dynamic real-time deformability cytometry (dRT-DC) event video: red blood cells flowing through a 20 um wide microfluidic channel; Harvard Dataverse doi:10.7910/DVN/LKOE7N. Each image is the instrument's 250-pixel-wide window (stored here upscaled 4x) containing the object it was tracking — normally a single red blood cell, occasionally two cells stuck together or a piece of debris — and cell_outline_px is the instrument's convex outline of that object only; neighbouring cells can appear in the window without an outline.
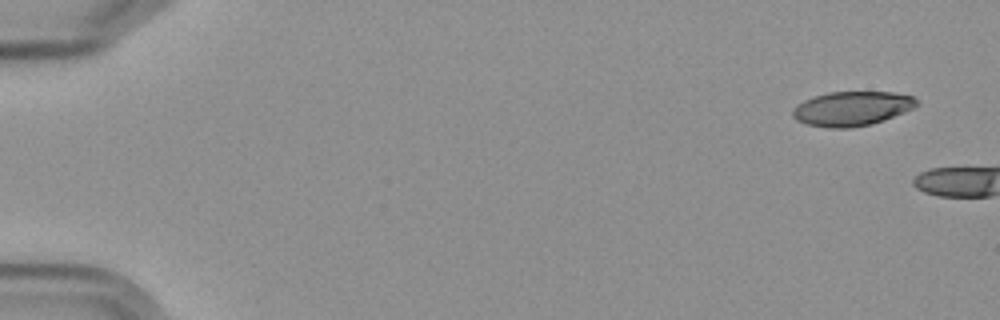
{"species": "Egyptian fruit bat (a non-hibernating species)", "species_latin": "Rousettus aegyptiacus", "temperature_condition": "cold", "stored_images_in_passage": 2, "camera_frame_rate_fps": 3000, "um_per_image_px": 0.085, "frame": {"image": 1, "passage_image": 1, "time_ms": 0.0, "image_size_px": [1000, 320], "cell_outline_px": [[916, 104], [912, 108], [904, 112], [884, 120], [872, 124], [848, 128], [828, 128], [808, 124], [796, 120], [792, 116], [792, 108], [804, 100], [812, 96], [828, 92], [892, 92], [912, 96], [916, 100]], "centroid_in_image_um": [72.36, 9.23], "position_along_channel_um": 12.6, "area_um2": 24.8}}